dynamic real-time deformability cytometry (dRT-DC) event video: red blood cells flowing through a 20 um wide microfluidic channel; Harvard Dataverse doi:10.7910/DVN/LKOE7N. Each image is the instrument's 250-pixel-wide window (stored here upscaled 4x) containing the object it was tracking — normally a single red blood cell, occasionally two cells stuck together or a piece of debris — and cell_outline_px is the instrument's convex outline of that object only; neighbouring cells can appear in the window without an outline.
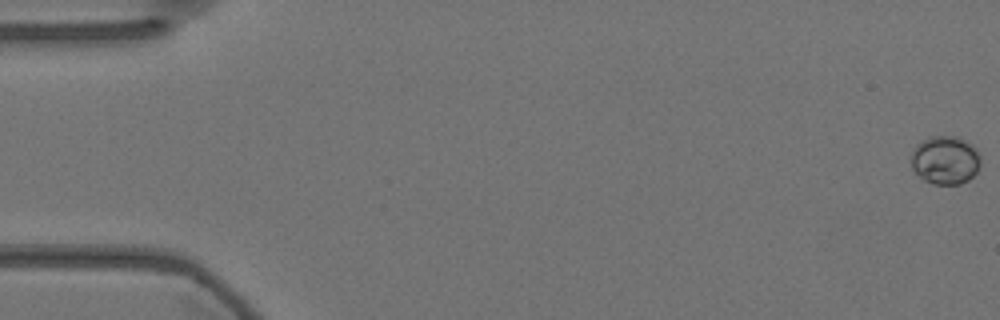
{"species": "Egyptian fruit bat (a non-hibernating species)", "species_latin": "Rousettus aegyptiacus", "temperature_condition": "warm", "stored_images_in_passage": 58, "camera_frame_rate_fps": 3000, "um_per_image_px": 0.085, "animal": {"sex": "female"}, "frame": {"image": 1, "passage_image": 1, "time_ms": 0.0, "image_size_px": [1000, 320], "cell_outline_px": [[980, 164], [976, 172], [968, 180], [960, 184], [932, 184], [924, 180], [912, 168], [908, 160], [912, 148], [916, 144], [928, 136], [960, 136], [972, 144], [980, 156]], "centroid_in_image_um": [80.3, 13.58], "position_along_channel_um": 4.7, "area_um2": 20.06}}
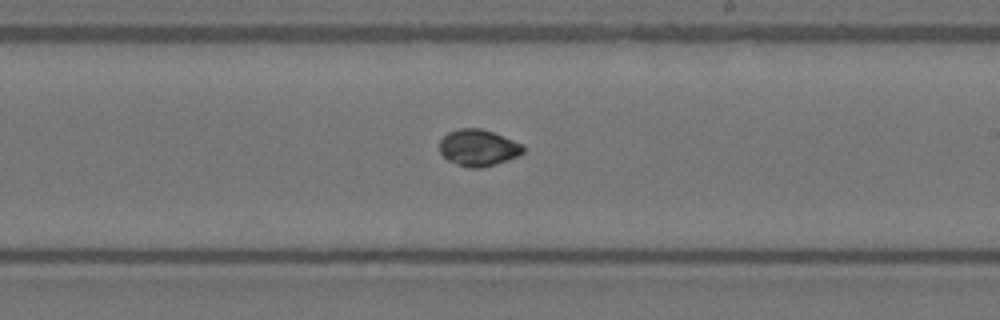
{"frame": {"image": 2, "passage_image": 34, "time_ms": 11.0, "image_size_px": [1000, 320], "cell_outline_px": [[524, 152], [516, 156], [496, 164], [480, 168], [468, 168], [456, 164], [448, 160], [440, 152], [440, 140], [448, 132], [460, 128], [480, 128], [492, 132], [524, 144]], "centroid_in_image_um": [40.65, 12.56], "position_along_channel_um": 248.4, "area_um2": 17.74}}
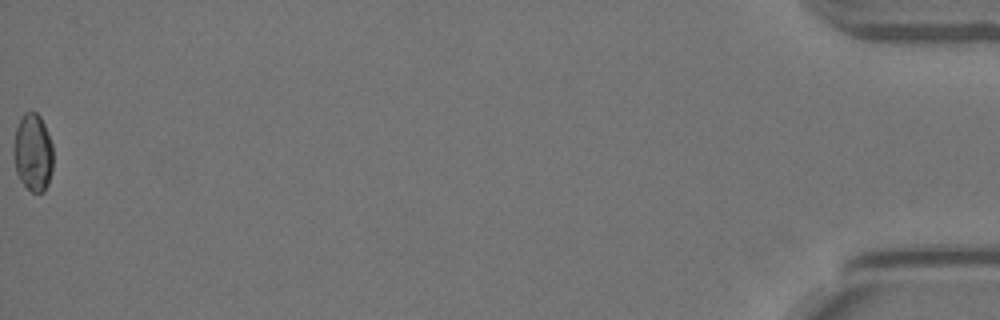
{"frame": {"image": 3, "passage_image": 58, "time_ms": 19.0, "image_size_px": [1000, 320], "cell_outline_px": [[52, 172], [48, 184], [44, 192], [32, 192], [20, 180], [16, 172], [16, 128], [20, 116], [24, 112], [36, 112], [40, 116], [44, 124], [52, 144]], "centroid_in_image_um": [2.84, 12.96], "position_along_channel_um": 432.4, "area_um2": 17.4}}